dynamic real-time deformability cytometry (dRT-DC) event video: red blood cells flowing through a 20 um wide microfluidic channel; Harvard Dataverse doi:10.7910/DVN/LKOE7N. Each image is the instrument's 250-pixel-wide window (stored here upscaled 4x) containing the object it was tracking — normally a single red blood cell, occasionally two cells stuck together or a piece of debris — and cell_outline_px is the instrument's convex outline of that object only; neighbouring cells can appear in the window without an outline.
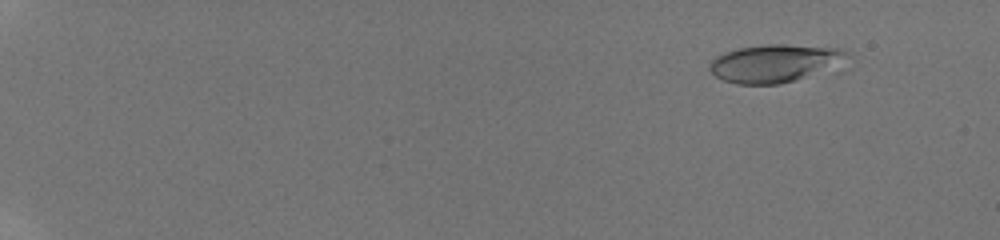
{"species": "human", "species_latin": "Homo sapiens", "temperature_condition": "room temperature", "stored_images_in_passage": 51, "camera_frame_rate_fps": 3000, "um_per_image_px": 0.085, "donor": {"sex": "male"}, "frame": {"image": 1, "passage_image": 1, "time_ms": 0.0, "image_size_px": [1000, 240], "cell_outline_px": [[848, 52], [832, 64], [792, 80], [780, 84], [736, 84], [724, 80], [716, 76], [708, 68], [708, 64], [716, 56], [724, 52], [740, 48], [764, 44], [784, 44], [840, 48]], "centroid_in_image_um": [65.63, 5.35], "position_along_channel_um": 19.4, "area_um2": 28.9}}
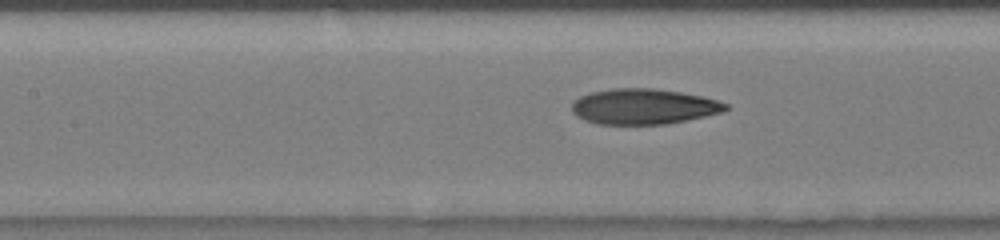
{"frame": {"image": 2, "passage_image": 25, "time_ms": 8.0, "image_size_px": [1000, 240], "cell_outline_px": [[728, 108], [720, 112], [704, 116], [664, 124], [596, 124], [584, 120], [576, 116], [572, 112], [572, 100], [580, 96], [592, 92], [612, 88], [652, 88], [680, 92], [704, 96], [728, 104]], "centroid_in_image_um": [54.65, 9.05], "position_along_channel_um": 152.8, "area_um2": 31.73}}
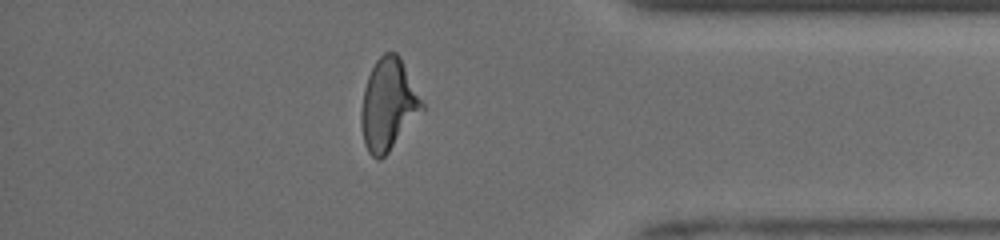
{"frame": {"image": 3, "passage_image": 45, "time_ms": 14.667, "image_size_px": [1000, 240], "cell_outline_px": [[424, 108], [388, 152], [380, 160], [376, 160], [368, 152], [364, 144], [360, 124], [360, 112], [364, 88], [368, 76], [376, 60], [384, 52], [396, 52], [400, 56], [424, 104]], "centroid_in_image_um": [32.97, 8.89], "position_along_channel_um": 402.2, "area_um2": 32.25}, "authors_computed_cell_mechanics": {"area_um2": 31.0964, "velocity_mm_per_s": 3.9601, "shape_relaxation_time_tau1_ms": 6.2596, "shape_relaxation_time_tau2_ms": 1.5191, "deformation_change_tau1": 0.2277, "deformation_change_tau2": 0.0901}}